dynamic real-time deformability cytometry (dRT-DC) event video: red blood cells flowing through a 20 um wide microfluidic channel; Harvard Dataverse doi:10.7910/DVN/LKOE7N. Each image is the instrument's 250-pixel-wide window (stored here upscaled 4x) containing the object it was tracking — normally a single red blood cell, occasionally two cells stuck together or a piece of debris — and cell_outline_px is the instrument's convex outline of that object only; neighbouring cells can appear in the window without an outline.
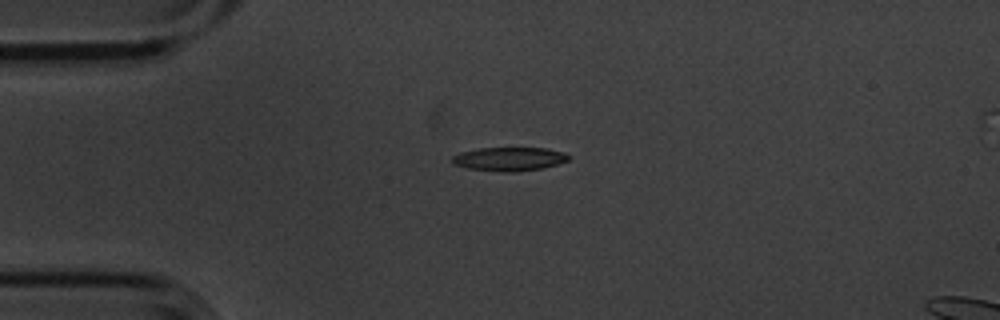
{"species": "common noctule bat (a hibernating species)", "species_latin": "Nyctalus noctula", "temperature_condition": "cold", "stored_images_in_passage": 6, "camera_frame_rate_fps": 3000, "um_per_image_px": 0.085, "animal": {"sex": "male", "body_mass_g": 20.1, "forearm_length_mm": 53.5}, "frame": {"image": 1, "passage_image": 4, "time_ms": 1.0, "image_size_px": [1000, 320], "cell_outline_px": [[572, 156], [568, 160], [556, 164], [540, 168], [516, 172], [504, 172], [468, 168], [452, 164], [452, 156], [460, 152], [480, 148], [548, 148], [564, 152]], "centroid_in_image_um": [43.29, 13.51], "position_along_channel_um": 41.7, "area_um2": 16.07}}